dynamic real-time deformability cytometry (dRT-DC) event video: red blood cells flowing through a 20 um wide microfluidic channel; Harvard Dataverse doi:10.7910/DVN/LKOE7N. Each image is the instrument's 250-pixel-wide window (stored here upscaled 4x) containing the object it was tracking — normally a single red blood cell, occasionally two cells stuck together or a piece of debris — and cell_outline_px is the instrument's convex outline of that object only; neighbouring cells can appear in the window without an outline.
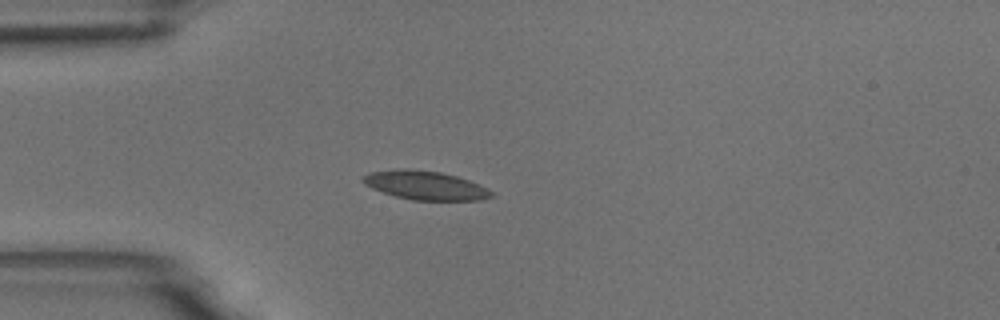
{"species": "common noctule bat (a hibernating species)", "species_latin": "Nyctalus noctula", "temperature_condition": "room temperature", "stored_images_in_passage": 14, "camera_frame_rate_fps": 3000, "um_per_image_px": 0.085, "animal": {"sex": "male", "body_mass_g": 18.8}, "frame": {"image": 1, "passage_image": 10, "time_ms": 3.0, "image_size_px": [1000, 320], "cell_outline_px": [[496, 196], [480, 200], [412, 200], [396, 196], [372, 188], [364, 184], [360, 180], [368, 172], [404, 168], [408, 168], [440, 172], [456, 176], [468, 180], [488, 188]], "centroid_in_image_um": [36.15, 15.75], "position_along_channel_um": 48.8, "area_um2": 21.56}}